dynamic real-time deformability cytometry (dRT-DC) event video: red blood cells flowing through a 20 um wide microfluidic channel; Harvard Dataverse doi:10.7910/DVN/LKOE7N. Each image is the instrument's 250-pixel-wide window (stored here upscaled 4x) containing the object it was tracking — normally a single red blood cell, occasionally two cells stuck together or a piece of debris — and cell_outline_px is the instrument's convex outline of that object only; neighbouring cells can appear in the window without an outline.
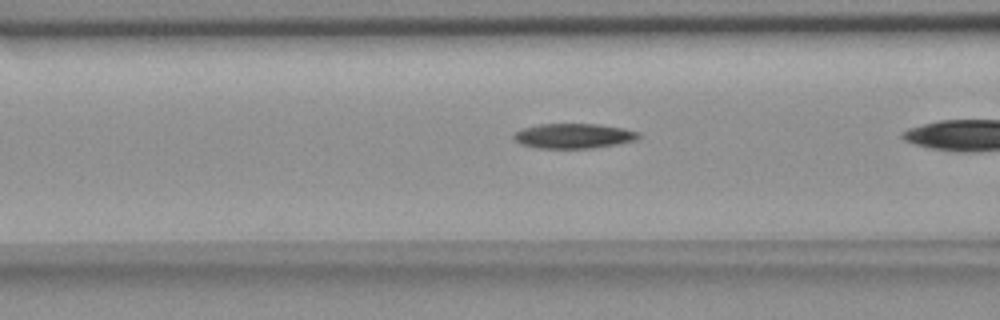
{"species": "common noctule bat (a hibernating species)", "species_latin": "Nyctalus noctula", "temperature_condition": "room temperature", "stored_images_in_passage": 37, "camera_frame_rate_fps": 3000, "um_per_image_px": 0.085, "animal": {"sex": "female", "body_mass_g": 18.4}, "frame": {"image": 1, "passage_image": 16, "time_ms": 5.0, "image_size_px": [1000, 320], "cell_outline_px": [[640, 136], [636, 140], [616, 144], [592, 148], [536, 148], [520, 144], [512, 136], [516, 132], [524, 128], [536, 124], [596, 124], [624, 128], [640, 132]], "centroid_in_image_um": [48.76, 11.55], "position_along_channel_um": 117.8, "area_um2": 18.09}}
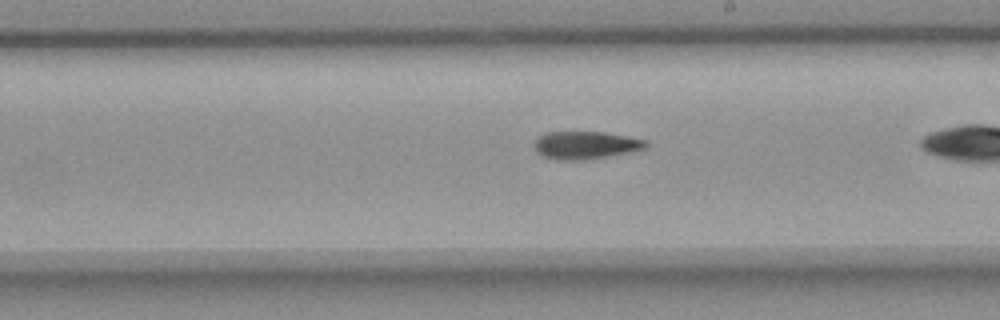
{"frame": {"image": 2, "passage_image": 26, "time_ms": 8.333, "image_size_px": [1000, 320], "cell_outline_px": [[648, 144], [644, 148], [632, 152], [584, 160], [556, 160], [544, 156], [536, 152], [536, 140], [540, 136], [548, 132], [604, 132], [648, 140]], "centroid_in_image_um": [49.81, 12.34], "position_along_channel_um": 239.2, "area_um2": 17.92}}
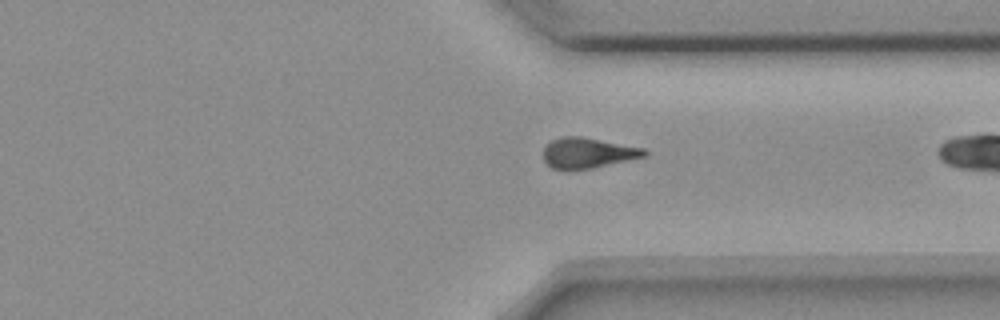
{"frame": {"image": 3, "passage_image": 36, "time_ms": 11.667, "image_size_px": [1000, 320], "cell_outline_px": [[648, 156], [592, 168], [568, 172], [564, 172], [552, 168], [544, 160], [544, 148], [552, 140], [564, 136], [580, 136], [644, 148], [648, 152]], "centroid_in_image_um": [49.96, 13.03], "position_along_channel_um": 361.4, "area_um2": 18.21}}